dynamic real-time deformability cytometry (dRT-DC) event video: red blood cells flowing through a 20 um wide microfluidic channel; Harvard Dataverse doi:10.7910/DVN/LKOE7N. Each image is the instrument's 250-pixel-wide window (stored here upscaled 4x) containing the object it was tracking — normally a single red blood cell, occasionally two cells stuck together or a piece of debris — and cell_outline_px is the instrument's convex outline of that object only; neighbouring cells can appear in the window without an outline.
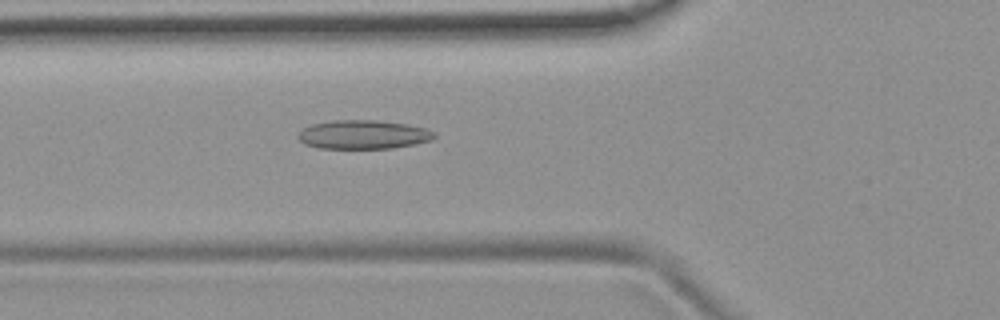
{"species": "common noctule bat (a hibernating species)", "species_latin": "Nyctalus noctula", "temperature_condition": "room temperature", "stored_images_in_passage": 53, "camera_frame_rate_fps": 3000, "um_per_image_px": 0.085, "animal": {"sex": "female", "body_mass_g": 19.9}, "frame": {"image": 1, "passage_image": 19, "time_ms": 6.0, "image_size_px": [1000, 320], "cell_outline_px": [[436, 136], [432, 140], [392, 148], [320, 148], [304, 144], [296, 136], [304, 128], [312, 124], [332, 120], [376, 120], [408, 124], [424, 128], [432, 132]], "centroid_in_image_um": [30.85, 11.43], "position_along_channel_um": 95.0, "area_um2": 22.72}}
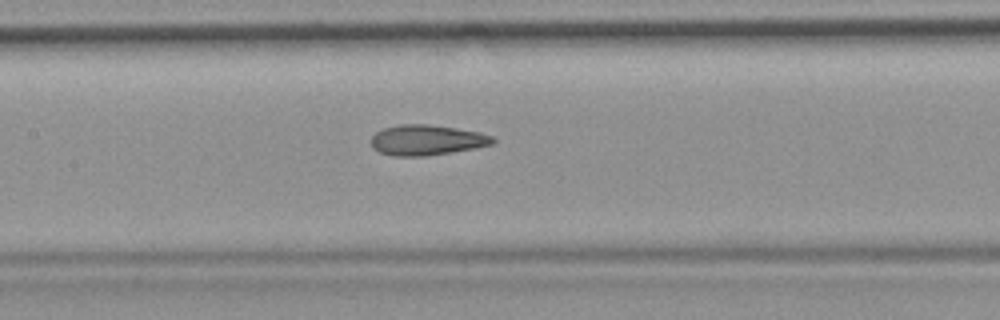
{"frame": {"image": 2, "passage_image": 25, "time_ms": 8.0, "image_size_px": [1000, 320], "cell_outline_px": [[496, 140], [492, 144], [472, 148], [424, 156], [392, 156], [380, 152], [372, 148], [372, 136], [376, 132], [384, 128], [400, 124], [428, 124], [456, 128], [480, 132], [492, 136]], "centroid_in_image_um": [36.25, 11.89], "position_along_channel_um": 171.2, "area_um2": 21.33}}
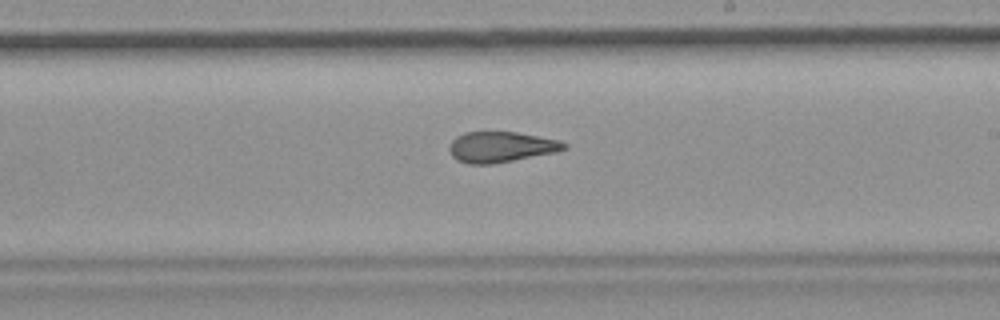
{"frame": {"image": 3, "passage_image": 31, "time_ms": 10.0, "image_size_px": [1000, 320], "cell_outline_px": [[568, 148], [556, 152], [492, 164], [468, 164], [456, 160], [452, 156], [448, 148], [452, 140], [456, 136], [464, 132], [516, 132], [560, 140], [568, 144]], "centroid_in_image_um": [42.57, 12.49], "position_along_channel_um": 246.4, "area_um2": 20.58}, "authors_computed_cell_mechanics": {"area_um2": 21.6172, "velocity_mm_per_s": 3.7862, "shape_relaxation_time_tau1_ms": null, "shape_relaxation_time_tau2_ms": 2.1111, "deformation_change_tau1": null, "deformation_change_tau2": 0.1076}}